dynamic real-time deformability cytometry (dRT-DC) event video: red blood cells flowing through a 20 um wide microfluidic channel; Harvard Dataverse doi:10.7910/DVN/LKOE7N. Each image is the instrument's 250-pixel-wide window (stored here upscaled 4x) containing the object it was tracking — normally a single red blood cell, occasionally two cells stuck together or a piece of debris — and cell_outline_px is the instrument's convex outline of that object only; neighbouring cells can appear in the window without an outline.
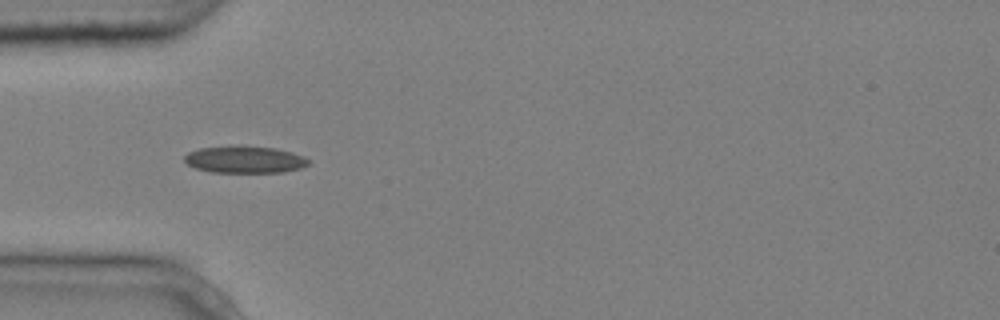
{"species": "common noctule bat (a hibernating species)", "species_latin": "Nyctalus noctula", "temperature_condition": "cold", "stored_images_in_passage": 3, "camera_frame_rate_fps": 3000, "um_per_image_px": 0.085, "animal": {"sex": "male", "body_mass_g": 20.4}, "frame": {"image": 1, "passage_image": 1, "time_ms": 0.0, "image_size_px": [1000, 320], "cell_outline_px": [[312, 160], [308, 164], [300, 168], [284, 172], [212, 172], [196, 168], [188, 164], [184, 160], [184, 156], [188, 152], [200, 148], [240, 144], [276, 148], [292, 152], [304, 156]], "centroid_in_image_um": [20.82, 13.53], "position_along_channel_um": 64.2, "area_um2": 19.88}}
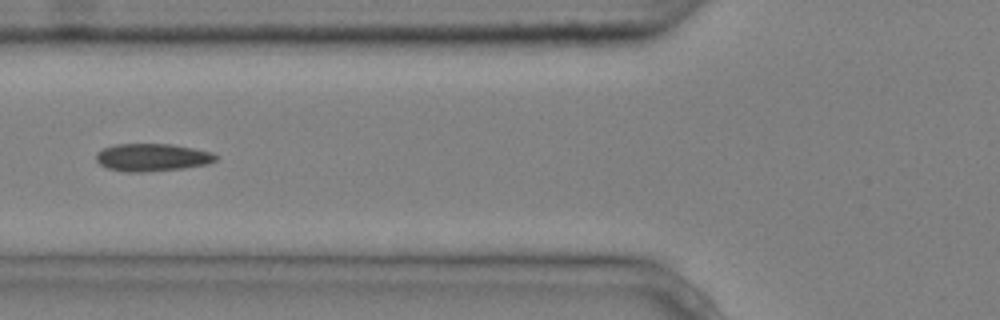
{"frame": {"image": 2, "passage_image": 2, "time_ms": 0.333, "image_size_px": [1000, 320], "cell_outline_px": [[216, 160], [208, 164], [184, 168], [140, 172], [128, 172], [108, 168], [100, 164], [96, 160], [96, 152], [104, 148], [116, 144], [172, 144], [212, 152], [216, 156]], "centroid_in_image_um": [12.93, 13.37], "position_along_channel_um": 112.9, "area_um2": 19.13}}